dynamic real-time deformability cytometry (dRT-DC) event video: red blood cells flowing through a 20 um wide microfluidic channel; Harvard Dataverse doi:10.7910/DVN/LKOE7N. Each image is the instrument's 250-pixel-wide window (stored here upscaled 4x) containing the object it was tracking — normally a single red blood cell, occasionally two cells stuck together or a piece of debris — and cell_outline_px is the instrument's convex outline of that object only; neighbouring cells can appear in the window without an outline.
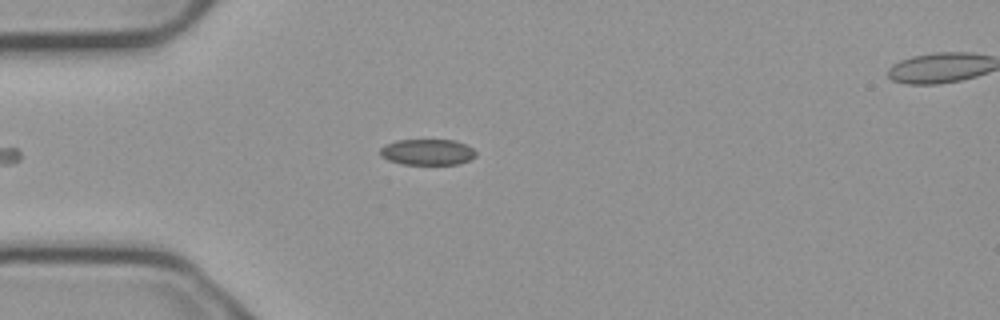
{"species": "common noctule bat (a hibernating species)", "species_latin": "Nyctalus noctula", "temperature_condition": "cold", "stored_images_in_passage": 7, "camera_frame_rate_fps": 3000, "um_per_image_px": 0.085, "animal": {"sex": "male", "body_mass_g": 23.1, "forearm_length_mm": 52.7}, "frame": {"image": 1, "passage_image": 6, "time_ms": 1.667, "image_size_px": [1000, 320], "cell_outline_px": [[476, 156], [460, 164], [400, 164], [388, 160], [380, 156], [380, 148], [396, 140], [456, 140], [472, 148], [476, 152]], "centroid_in_image_um": [36.32, 12.93], "position_along_channel_um": 48.7, "area_um2": 14.45}}